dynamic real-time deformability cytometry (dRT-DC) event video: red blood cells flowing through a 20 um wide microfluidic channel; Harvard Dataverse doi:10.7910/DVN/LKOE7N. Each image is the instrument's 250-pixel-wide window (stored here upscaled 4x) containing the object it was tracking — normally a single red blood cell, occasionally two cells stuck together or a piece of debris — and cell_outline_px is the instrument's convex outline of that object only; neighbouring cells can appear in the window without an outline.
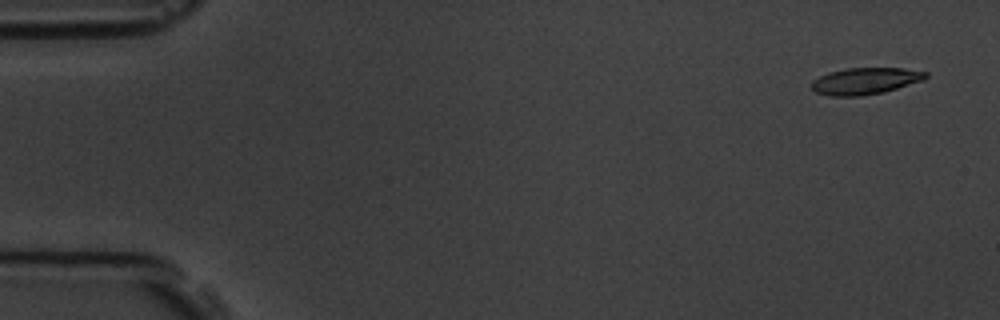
{"species": "common noctule bat (a hibernating species)", "species_latin": "Nyctalus noctula", "temperature_condition": "room temperature", "stored_images_in_passage": 4, "camera_frame_rate_fps": 3000, "um_per_image_px": 0.085, "animal": {"sex": "male", "body_mass_g": 19.5, "forearm_length_mm": 54.6}, "frame": {"image": 1, "passage_image": 1, "time_ms": 0.0, "image_size_px": [1000, 320], "cell_outline_px": [[928, 76], [924, 80], [884, 92], [860, 96], [832, 96], [816, 92], [812, 88], [812, 80], [828, 72], [848, 68], [904, 68], [928, 72]], "centroid_in_image_um": [73.57, 6.88], "position_along_channel_um": 11.4, "area_um2": 17.74}}
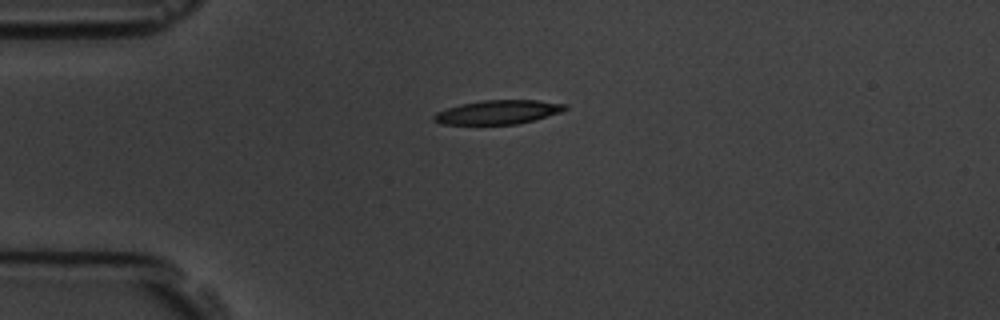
{"frame": {"image": 2, "passage_image": 4, "time_ms": 3.667, "image_size_px": [1000, 320], "cell_outline_px": [[568, 108], [564, 112], [516, 124], [440, 124], [432, 120], [432, 116], [436, 112], [460, 104], [484, 100], [536, 100], [568, 104]], "centroid_in_image_um": [42.35, 9.53], "position_along_channel_um": 42.7, "area_um2": 18.38}}